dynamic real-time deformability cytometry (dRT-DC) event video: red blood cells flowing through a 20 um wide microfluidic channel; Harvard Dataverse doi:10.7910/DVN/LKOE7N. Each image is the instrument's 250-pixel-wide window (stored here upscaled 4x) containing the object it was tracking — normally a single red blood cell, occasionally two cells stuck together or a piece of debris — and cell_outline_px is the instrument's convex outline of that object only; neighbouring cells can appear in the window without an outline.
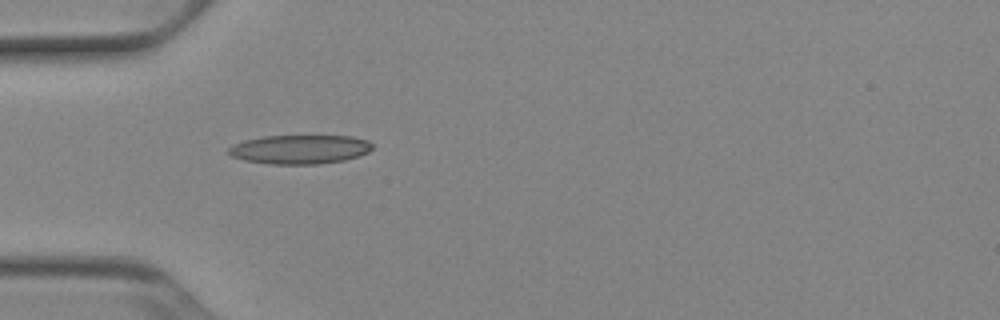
{"species": "Egyptian fruit bat (a non-hibernating species)", "species_latin": "Rousettus aegyptiacus", "temperature_condition": "cold", "stored_images_in_passage": 37, "camera_frame_rate_fps": 3000, "um_per_image_px": 0.085, "animal": {"sex": "female"}, "frame": {"image": 1, "passage_image": 1, "time_ms": 0.0, "image_size_px": [1000, 320], "cell_outline_px": [[372, 148], [368, 152], [360, 156], [344, 160], [316, 164], [268, 164], [244, 160], [232, 156], [228, 152], [228, 148], [232, 144], [244, 140], [264, 136], [352, 136], [368, 140], [372, 144]], "centroid_in_image_um": [25.48, 12.69], "position_along_channel_um": 59.5, "area_um2": 24.39}}
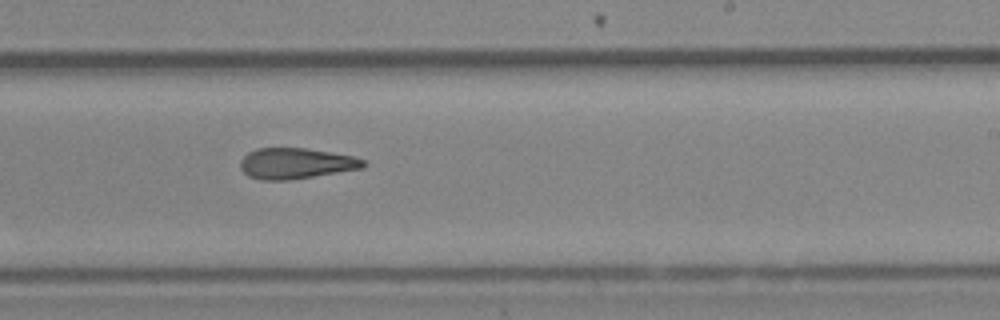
{"frame": {"image": 2, "passage_image": 17, "time_ms": 5.333, "image_size_px": [1000, 320], "cell_outline_px": [[368, 164], [364, 168], [292, 180], [260, 180], [248, 176], [240, 168], [240, 160], [248, 152], [256, 148], [304, 148], [352, 156], [364, 160]], "centroid_in_image_um": [25.14, 13.9], "position_along_channel_um": 263.9, "area_um2": 22.2}}
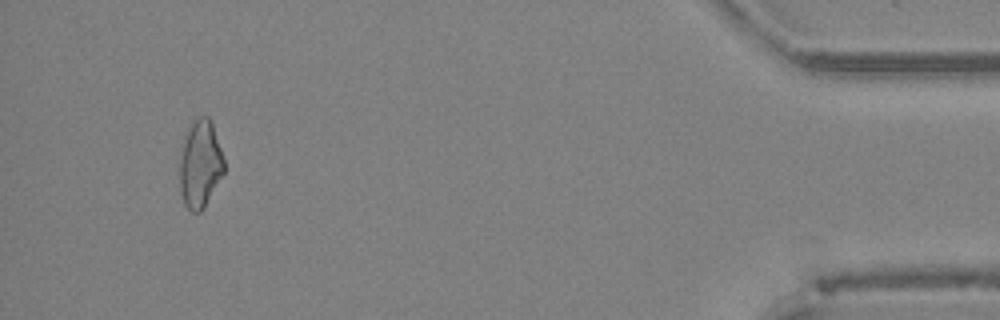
{"frame": {"image": 3, "passage_image": 34, "time_ms": 11.0, "image_size_px": [1000, 320], "cell_outline_px": [[224, 172], [204, 208], [200, 212], [192, 212], [184, 204], [180, 192], [180, 160], [184, 140], [188, 128], [200, 116], [208, 116], [212, 124], [224, 160]], "centroid_in_image_um": [17.01, 13.99], "position_along_channel_um": 418.2, "area_um2": 22.25}, "authors_computed_cell_mechanics": {"area_um2": 22.4264, "velocity_mm_per_s": 3.9223, "shape_relaxation_time_tau1_ms": null, "shape_relaxation_time_tau2_ms": 6.311, "deformation_change_tau1": null, "deformation_change_tau2": 0.1738}}